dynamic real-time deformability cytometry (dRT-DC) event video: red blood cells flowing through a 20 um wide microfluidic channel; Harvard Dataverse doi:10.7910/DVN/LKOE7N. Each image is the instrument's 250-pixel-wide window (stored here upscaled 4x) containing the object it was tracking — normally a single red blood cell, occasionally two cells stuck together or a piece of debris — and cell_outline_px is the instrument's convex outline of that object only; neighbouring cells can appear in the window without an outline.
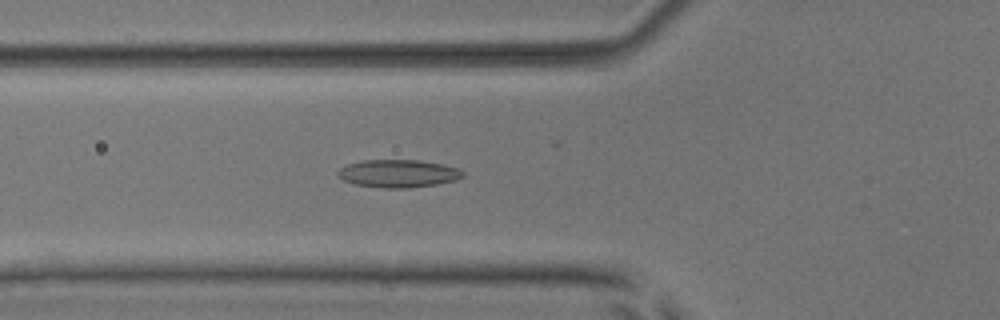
{"species": "common noctule bat (a hibernating species)", "species_latin": "Nyctalus noctula", "temperature_condition": "room temperature", "stored_images_in_passage": 48, "camera_frame_rate_fps": 3000, "um_per_image_px": 0.085, "animal": {"sex": "male", "body_mass_g": 17.9, "forearm_length_mm": 54.2}, "frame": {"image": 1, "passage_image": 15, "time_ms": 4.667, "image_size_px": [1000, 320], "cell_outline_px": [[464, 176], [456, 180], [436, 184], [408, 188], [384, 188], [356, 184], [344, 180], [336, 172], [340, 168], [348, 164], [364, 160], [420, 160], [444, 164], [460, 168], [464, 172]], "centroid_in_image_um": [33.9, 14.74], "position_along_channel_um": 91.9, "area_um2": 20.23}}
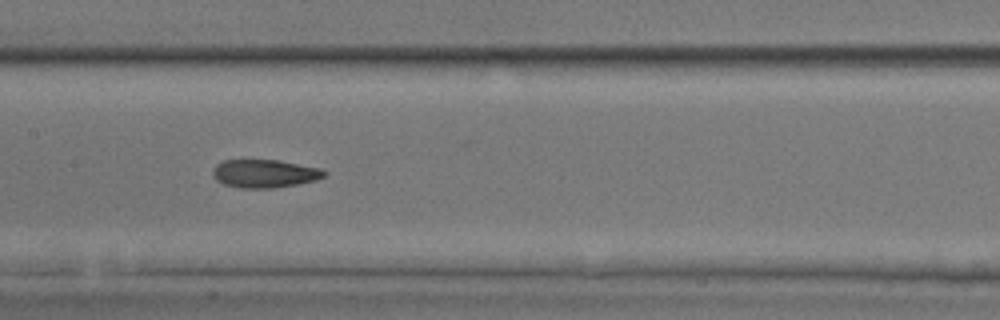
{"frame": {"image": 2, "passage_image": 22, "time_ms": 7.0, "image_size_px": [1000, 320], "cell_outline_px": [[324, 176], [316, 180], [296, 184], [272, 188], [240, 188], [224, 184], [216, 180], [212, 176], [212, 168], [216, 164], [224, 160], [280, 160], [320, 168], [324, 172]], "centroid_in_image_um": [22.43, 14.75], "position_along_channel_um": 185.0, "area_um2": 18.26}}
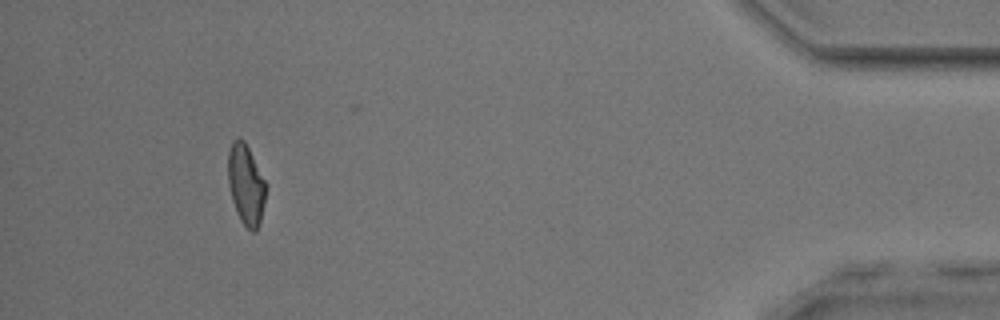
{"frame": {"image": 3, "passage_image": 44, "time_ms": 14.333, "image_size_px": [1000, 320], "cell_outline_px": [[268, 188], [260, 224], [256, 232], [252, 232], [240, 220], [232, 200], [228, 184], [228, 152], [232, 140], [236, 136], [240, 136], [244, 140], [268, 184]], "centroid_in_image_um": [20.93, 15.67], "position_along_channel_um": 414.3, "area_um2": 18.26}, "authors_computed_cell_mechanics": {"area_um2": 18.6116, "velocity_mm_per_s": 3.9793, "shape_relaxation_time_tau1_ms": 10.0105, "shape_relaxation_time_tau2_ms": 4.7544, "deformation_change_tau1": 0.213, "deformation_change_tau2": 0.1406}}